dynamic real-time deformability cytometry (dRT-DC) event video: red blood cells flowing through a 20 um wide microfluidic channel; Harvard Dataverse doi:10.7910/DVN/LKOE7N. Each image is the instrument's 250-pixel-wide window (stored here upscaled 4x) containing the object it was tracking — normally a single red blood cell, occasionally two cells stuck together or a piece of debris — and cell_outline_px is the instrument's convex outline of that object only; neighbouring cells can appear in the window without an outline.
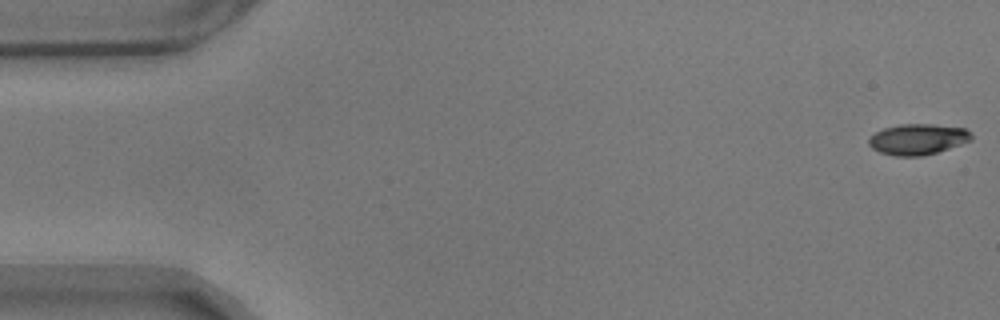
{"species": "common noctule bat (a hibernating species)", "species_latin": "Nyctalus noctula", "temperature_condition": "warm", "stored_images_in_passage": 57, "camera_frame_rate_fps": 3000, "um_per_image_px": 0.085, "animal": {"sex": "male", "body_mass_g": 17.9}, "frame": {"image": 1, "passage_image": 1, "time_ms": 0.0, "image_size_px": [1000, 320], "cell_outline_px": [[972, 140], [924, 156], [896, 156], [880, 152], [872, 148], [868, 144], [868, 140], [876, 132], [884, 128], [900, 124], [932, 124], [964, 128], [972, 136]], "centroid_in_image_um": [77.99, 11.84], "position_along_channel_um": 7.0, "area_um2": 18.21}}
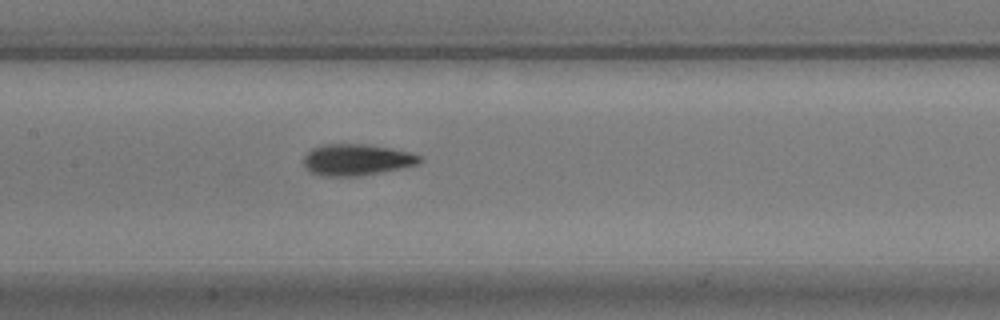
{"frame": {"image": 2, "passage_image": 27, "time_ms": 8.667, "image_size_px": [1000, 320], "cell_outline_px": [[424, 160], [420, 164], [360, 176], [320, 176], [308, 172], [304, 168], [304, 156], [312, 148], [320, 144], [364, 144], [392, 148], [408, 152], [420, 156]], "centroid_in_image_um": [30.28, 13.58], "position_along_channel_um": 177.1, "area_um2": 21.44}}
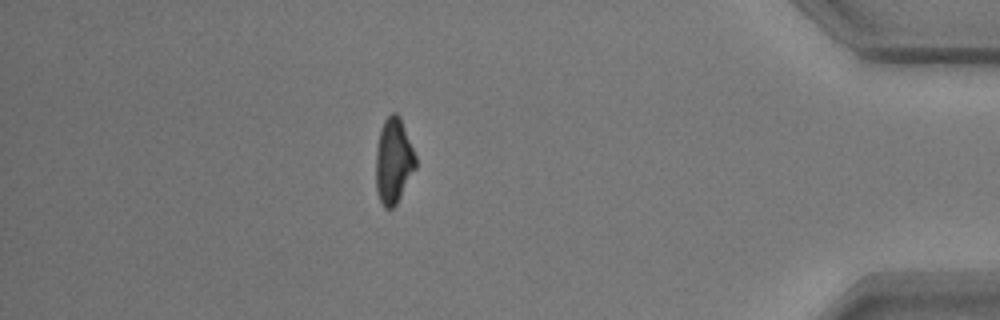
{"frame": {"image": 3, "passage_image": 50, "time_ms": 16.333, "image_size_px": [1000, 320], "cell_outline_px": [[416, 168], [396, 204], [392, 208], [384, 208], [380, 200], [376, 188], [376, 148], [380, 128], [384, 120], [392, 112], [396, 112], [400, 116], [416, 156]], "centroid_in_image_um": [33.45, 13.65], "position_along_channel_um": 401.8, "area_um2": 19.83}, "authors_computed_cell_mechanics": {"area_um2": 20.23, "velocity_mm_per_s": 3.5092, "shape_relaxation_time_tau1_ms": 3.8971, "shape_relaxation_time_tau2_ms": 2.2089, "deformation_change_tau1": 0.1461, "deformation_change_tau2": 0.0851}}